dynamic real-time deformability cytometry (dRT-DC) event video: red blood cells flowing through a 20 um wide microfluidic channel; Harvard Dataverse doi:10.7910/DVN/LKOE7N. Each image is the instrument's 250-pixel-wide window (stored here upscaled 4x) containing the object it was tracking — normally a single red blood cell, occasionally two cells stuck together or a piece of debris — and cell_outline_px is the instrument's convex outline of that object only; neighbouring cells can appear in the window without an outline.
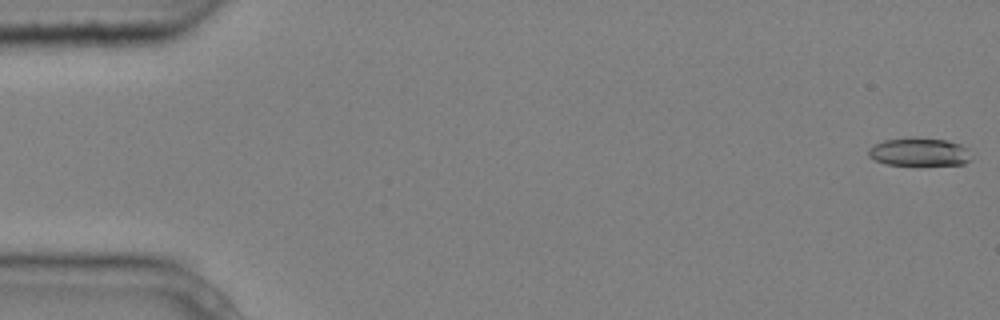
{"species": "common noctule bat (a hibernating species)", "species_latin": "Nyctalus noctula", "temperature_condition": "cold", "stored_images_in_passage": 6, "camera_frame_rate_fps": 3000, "um_per_image_px": 0.085, "animal": {"sex": "male", "body_mass_g": 20.4}, "frame": {"image": 1, "passage_image": 1, "time_ms": 0.0, "image_size_px": [1000, 320], "cell_outline_px": [[972, 160], [964, 164], [888, 164], [876, 160], [868, 156], [868, 148], [884, 140], [908, 136], [912, 136], [948, 140], [960, 144], [968, 148], [972, 156]], "centroid_in_image_um": [78.17, 12.88], "position_along_channel_um": 6.8, "area_um2": 17.05}}
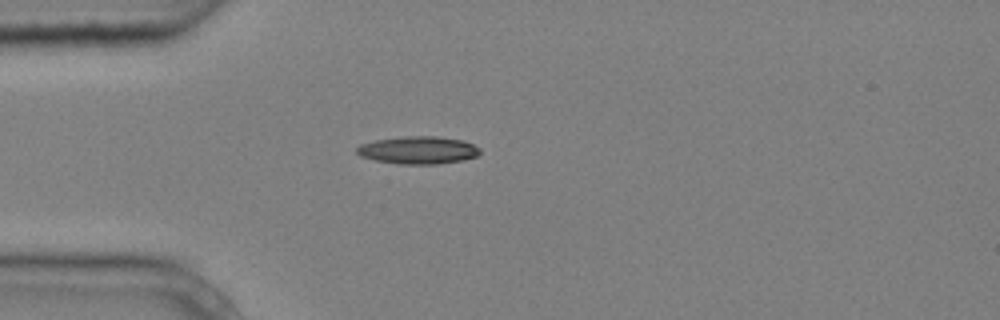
{"frame": {"image": 2, "passage_image": 5, "time_ms": 1.333, "image_size_px": [1000, 320], "cell_outline_px": [[480, 152], [476, 156], [460, 160], [436, 164], [396, 164], [376, 160], [360, 156], [356, 152], [356, 148], [360, 144], [376, 140], [404, 136], [436, 136], [464, 140], [480, 148]], "centroid_in_image_um": [35.52, 12.75], "position_along_channel_um": 49.5, "area_um2": 19.77}}